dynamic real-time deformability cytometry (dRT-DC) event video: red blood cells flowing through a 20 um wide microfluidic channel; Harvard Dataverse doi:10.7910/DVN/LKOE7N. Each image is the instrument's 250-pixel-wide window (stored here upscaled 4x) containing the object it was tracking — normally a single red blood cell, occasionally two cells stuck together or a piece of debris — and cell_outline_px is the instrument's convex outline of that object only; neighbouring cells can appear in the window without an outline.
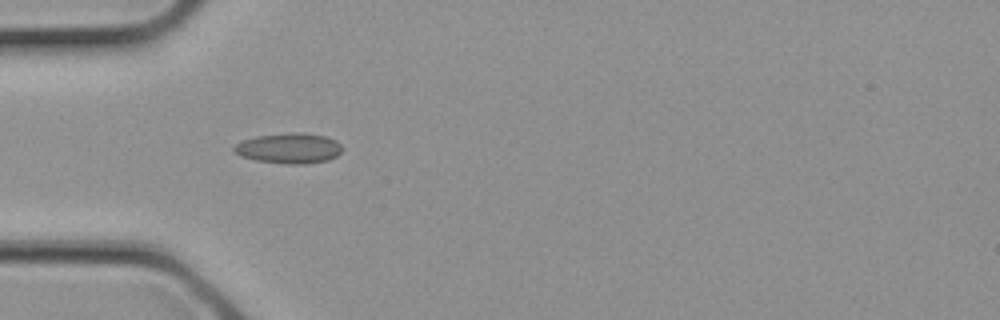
{"species": "common noctule bat (a hibernating species)", "species_latin": "Nyctalus noctula", "temperature_condition": "cold", "stored_images_in_passage": 6, "camera_frame_rate_fps": 3000, "um_per_image_px": 0.085, "animal": {"sex": "female", "body_mass_g": 21.9}, "frame": {"image": 1, "passage_image": 1, "time_ms": 0.0, "image_size_px": [1000, 320], "cell_outline_px": [[344, 148], [336, 156], [328, 160], [304, 164], [288, 164], [256, 160], [240, 156], [232, 152], [232, 148], [236, 144], [244, 140], [256, 136], [292, 132], [300, 132], [324, 136], [336, 140]], "centroid_in_image_um": [24.56, 12.6], "position_along_channel_um": 60.4, "area_um2": 19.19}}
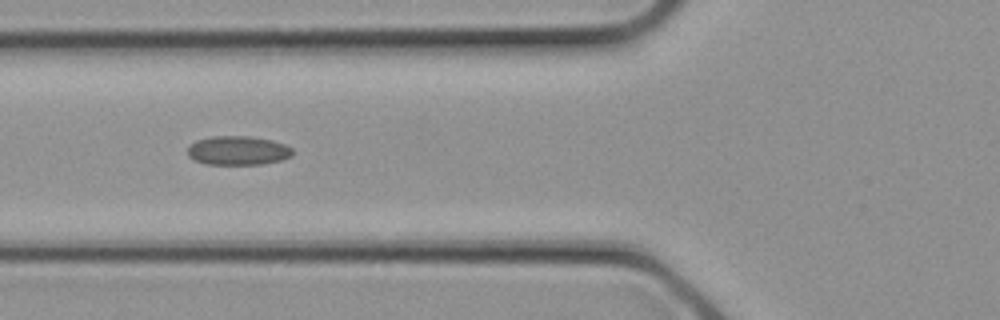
{"frame": {"image": 2, "passage_image": 3, "time_ms": 0.667, "image_size_px": [1000, 320], "cell_outline_px": [[292, 156], [280, 160], [264, 164], [204, 164], [188, 156], [188, 144], [196, 140], [212, 136], [248, 136], [272, 140], [284, 144], [292, 148]], "centroid_in_image_um": [20.2, 12.79], "position_along_channel_um": 105.6, "area_um2": 17.8}}
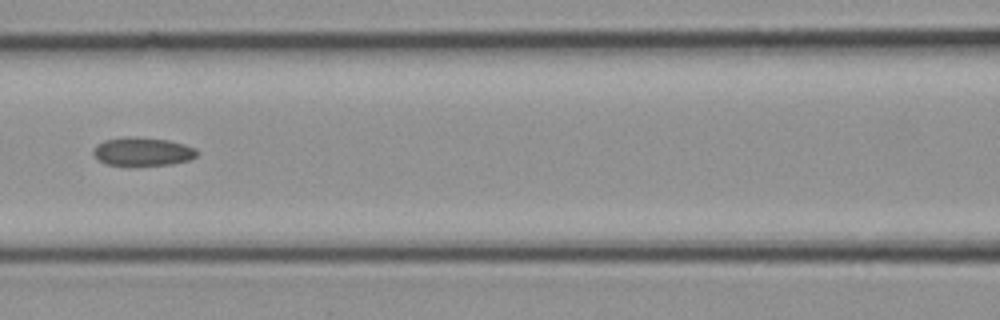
{"frame": {"image": 3, "passage_image": 5, "time_ms": 1.333, "image_size_px": [1000, 320], "cell_outline_px": [[200, 152], [192, 160], [172, 164], [108, 164], [100, 160], [92, 152], [96, 144], [104, 140], [128, 136], [168, 140], [184, 144], [196, 148]], "centroid_in_image_um": [12.18, 12.86], "position_along_channel_um": 154.4, "area_um2": 16.94}}